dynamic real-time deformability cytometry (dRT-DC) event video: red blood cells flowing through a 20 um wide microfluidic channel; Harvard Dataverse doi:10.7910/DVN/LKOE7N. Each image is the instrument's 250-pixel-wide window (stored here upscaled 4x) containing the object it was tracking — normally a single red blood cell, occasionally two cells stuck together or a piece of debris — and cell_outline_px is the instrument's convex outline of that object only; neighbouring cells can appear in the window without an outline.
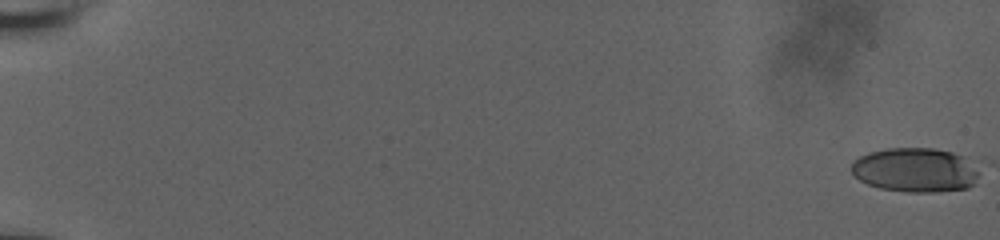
{"species": "human", "species_latin": "Homo sapiens", "temperature_condition": "room temperature", "stored_images_in_passage": 58, "camera_frame_rate_fps": 3000, "um_per_image_px": 0.085, "donor": {"sex": "male"}, "frame": {"image": 1, "passage_image": 1, "time_ms": 0.0, "image_size_px": [1000, 240], "cell_outline_px": [[976, 176], [972, 184], [968, 188], [936, 192], [908, 192], [880, 188], [868, 184], [852, 176], [852, 160], [868, 152], [888, 148], [932, 148], [952, 152], [960, 156], [976, 172]], "centroid_in_image_um": [77.67, 14.45], "position_along_channel_um": 7.3, "area_um2": 32.43}}
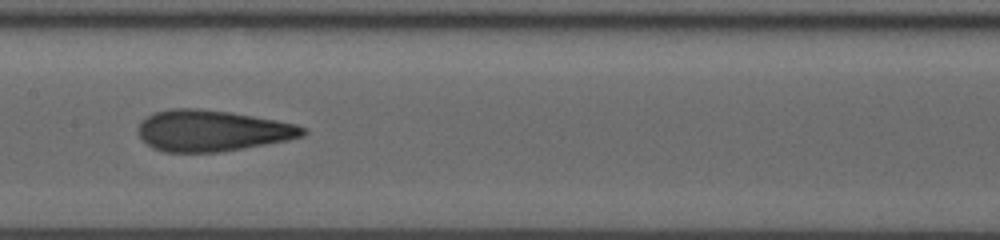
{"frame": {"image": 2, "passage_image": 33, "time_ms": 10.667, "image_size_px": [1000, 240], "cell_outline_px": [[308, 132], [304, 136], [288, 140], [244, 148], [220, 152], [164, 152], [152, 148], [136, 132], [136, 128], [140, 120], [152, 112], [168, 108], [196, 108], [232, 112], [276, 120], [296, 124], [308, 128]], "centroid_in_image_um": [18.01, 11.1], "position_along_channel_um": 189.4, "area_um2": 40.06}}
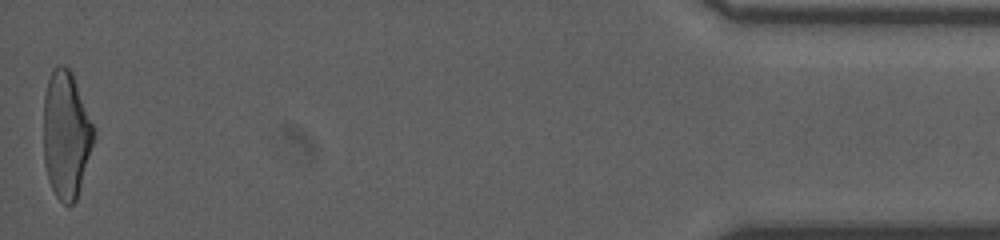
{"frame": {"image": 3, "passage_image": 58, "time_ms": 19.0, "image_size_px": [1000, 240], "cell_outline_px": [[96, 136], [80, 188], [76, 200], [68, 208], [56, 196], [48, 180], [44, 164], [44, 96], [48, 80], [52, 68], [56, 64], [64, 64], [72, 72], [96, 132]], "centroid_in_image_um": [5.62, 11.45], "position_along_channel_um": 429.6, "area_um2": 37.57}, "authors_computed_cell_mechanics": {"area_um2": 37.859, "velocity_mm_per_s": 3.8714, "shape_relaxation_time_tau1_ms": 9.2562, "shape_relaxation_time_tau2_ms": 1.5259, "deformation_change_tau1": 0.277, "deformation_change_tau2": 0.1066}}